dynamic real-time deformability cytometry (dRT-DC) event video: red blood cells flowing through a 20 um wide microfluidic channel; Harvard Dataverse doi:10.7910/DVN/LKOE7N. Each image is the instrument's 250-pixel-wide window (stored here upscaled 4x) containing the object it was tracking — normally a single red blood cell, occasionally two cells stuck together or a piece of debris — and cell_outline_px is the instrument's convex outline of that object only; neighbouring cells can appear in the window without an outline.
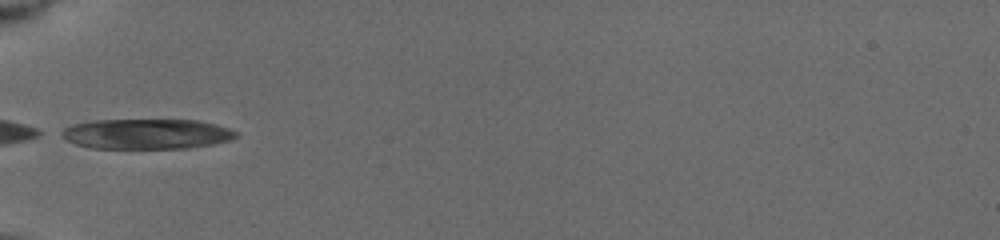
{"species": "common noctule bat (a hibernating species)", "species_latin": "Nyctalus noctula", "temperature_condition": "cold", "stored_images_in_passage": 26, "camera_frame_rate_fps": 3000, "um_per_image_px": 0.085, "animal": {"sex": "female", "body_mass_g": 19.5, "forearm_length_mm": 54.1}, "frame": {"image": 1, "passage_image": 1, "time_ms": 0.0, "image_size_px": [1000, 240], "cell_outline_px": [[236, 136], [228, 140], [212, 144], [188, 148], [92, 148], [76, 144], [60, 136], [56, 132], [72, 124], [92, 120], [200, 120], [216, 124], [228, 128], [236, 132]], "centroid_in_image_um": [12.39, 11.37], "position_along_channel_um": 72.6, "area_um2": 30.69}}